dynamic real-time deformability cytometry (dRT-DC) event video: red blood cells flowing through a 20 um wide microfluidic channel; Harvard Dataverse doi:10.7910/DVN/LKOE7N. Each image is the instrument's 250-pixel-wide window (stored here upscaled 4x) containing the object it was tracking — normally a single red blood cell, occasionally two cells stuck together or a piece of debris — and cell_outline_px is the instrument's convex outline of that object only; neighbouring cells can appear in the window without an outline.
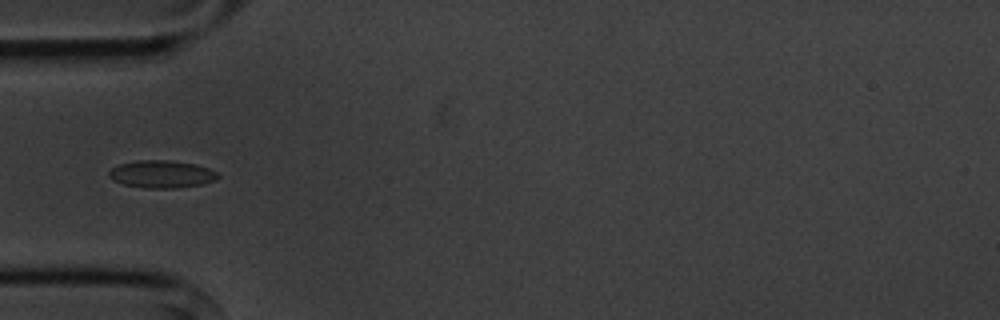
{"species": "common noctule bat (a hibernating species)", "species_latin": "Nyctalus noctula", "temperature_condition": "cold", "stored_images_in_passage": 5, "camera_frame_rate_fps": 3000, "um_per_image_px": 0.085, "animal": {"sex": "male", "body_mass_g": 20.1, "forearm_length_mm": 53.5}, "frame": {"image": 1, "passage_image": 4, "time_ms": 3.333, "image_size_px": [1000, 320], "cell_outline_px": [[220, 176], [216, 180], [204, 184], [172, 188], [144, 188], [124, 184], [112, 180], [108, 176], [108, 172], [116, 164], [136, 160], [172, 160], [196, 164], [208, 168], [216, 172]], "centroid_in_image_um": [13.72, 14.79], "position_along_channel_um": 71.3, "area_um2": 17.69}}
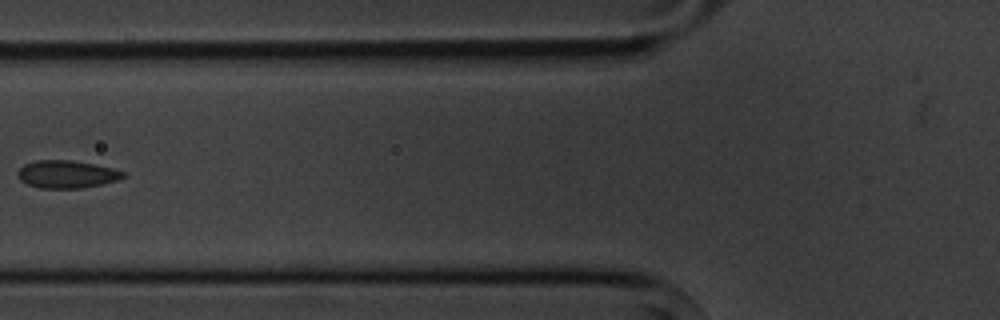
{"frame": {"image": 2, "passage_image": 5, "time_ms": 4.667, "image_size_px": [1000, 320], "cell_outline_px": [[124, 176], [120, 180], [80, 188], [40, 188], [28, 184], [20, 180], [16, 176], [16, 172], [24, 164], [36, 160], [68, 160], [92, 164], [112, 168], [124, 172]], "centroid_in_image_um": [5.63, 14.81], "position_along_channel_um": 120.2, "area_um2": 16.88}}